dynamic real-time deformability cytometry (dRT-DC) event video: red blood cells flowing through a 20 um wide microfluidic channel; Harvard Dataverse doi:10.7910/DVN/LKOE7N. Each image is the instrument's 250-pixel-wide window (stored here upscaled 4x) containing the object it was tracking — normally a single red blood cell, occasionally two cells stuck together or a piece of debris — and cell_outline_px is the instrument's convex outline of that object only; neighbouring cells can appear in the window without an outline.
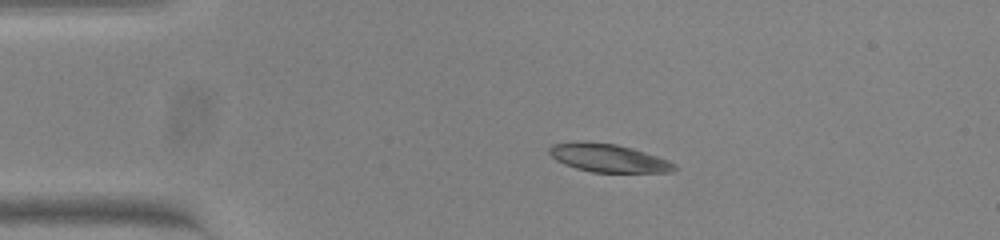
{"species": "common noctule bat (a hibernating species)", "species_latin": "Nyctalus noctula", "temperature_condition": "warm", "stored_images_in_passage": 44, "camera_frame_rate_fps": 3000, "um_per_image_px": 0.085, "animal": {"sex": "female", "body_mass_g": 23.0, "forearm_length_mm": 53.4}, "frame": {"image": 1, "passage_image": 1, "time_ms": 0.0, "image_size_px": [1000, 240], "cell_outline_px": [[676, 168], [672, 172], [592, 172], [576, 168], [564, 164], [556, 160], [548, 152], [548, 148], [552, 144], [616, 144], [632, 148], [668, 160], [676, 164]], "centroid_in_image_um": [51.77, 13.48], "position_along_channel_um": 33.2, "area_um2": 19.65}}
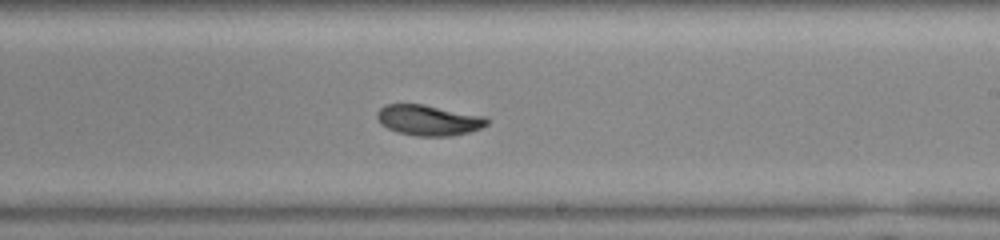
{"frame": {"image": 2, "passage_image": 22, "time_ms": 7.0, "image_size_px": [1000, 240], "cell_outline_px": [[488, 124], [480, 128], [468, 132], [452, 136], [416, 136], [400, 132], [388, 128], [380, 124], [376, 116], [376, 112], [384, 104], [424, 104], [484, 116], [488, 120]], "centroid_in_image_um": [36.4, 10.21], "position_along_channel_um": 252.6, "area_um2": 19.54}}
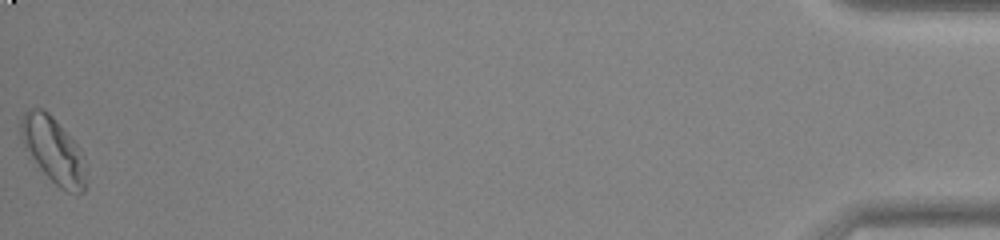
{"frame": {"image": 3, "passage_image": 44, "time_ms": 14.333, "image_size_px": [1000, 240], "cell_outline_px": [[84, 192], [68, 192], [60, 188], [40, 168], [24, 144], [20, 132], [20, 120], [24, 112], [32, 108], [40, 108], [48, 112], [52, 116], [80, 148], [84, 156]], "centroid_in_image_um": [4.53, 12.73], "position_along_channel_um": 430.7, "area_um2": 24.22}, "authors_computed_cell_mechanics": {"area_um2": 20.1144, "velocity_mm_per_s": 3.7927, "shape_relaxation_time_tau1_ms": 3.8257, "shape_relaxation_time_tau2_ms": 2.1244, "deformation_change_tau1": 0.1153, "deformation_change_tau2": 0.0502}}